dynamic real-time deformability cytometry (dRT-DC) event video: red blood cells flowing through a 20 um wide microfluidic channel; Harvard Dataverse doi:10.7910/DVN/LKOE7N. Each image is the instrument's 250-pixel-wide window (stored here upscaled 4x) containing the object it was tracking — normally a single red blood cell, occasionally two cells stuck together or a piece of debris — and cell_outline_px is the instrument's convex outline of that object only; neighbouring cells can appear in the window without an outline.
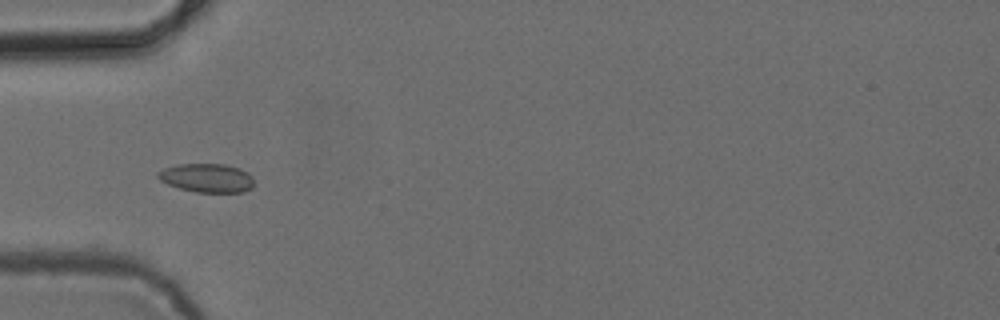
{"species": "common noctule bat (a hibernating species)", "species_latin": "Nyctalus noctula", "temperature_condition": "cold", "stored_images_in_passage": 27, "camera_frame_rate_fps": 3000, "um_per_image_px": 0.085, "animal": {"sex": "female", "body_mass_g": 24.6, "forearm_length_mm": 56.2}, "frame": {"image": 1, "passage_image": 3, "time_ms": 0.667, "image_size_px": [1000, 320], "cell_outline_px": [[252, 188], [244, 192], [196, 192], [180, 188], [168, 184], [160, 180], [156, 176], [156, 172], [164, 168], [176, 164], [224, 164], [240, 168], [248, 172], [252, 176]], "centroid_in_image_um": [17.57, 15.12], "position_along_channel_um": 67.4, "area_um2": 16.18}}
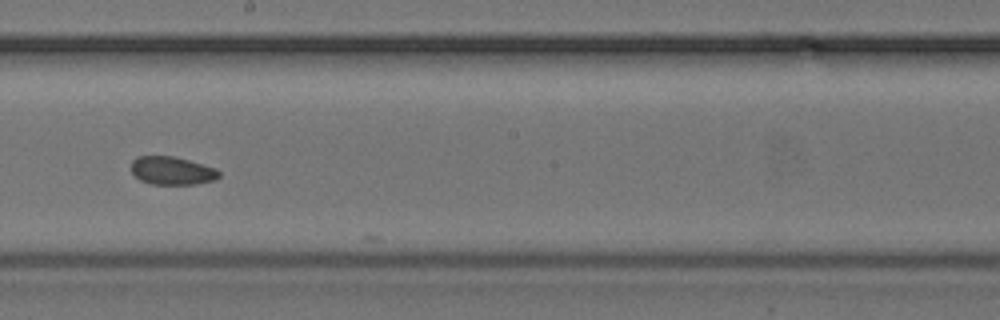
{"frame": {"image": 2, "passage_image": 16, "time_ms": 5.0, "image_size_px": [1000, 320], "cell_outline_px": [[220, 176], [216, 180], [196, 184], [152, 184], [140, 180], [132, 172], [132, 160], [136, 156], [172, 156], [188, 160], [216, 168], [220, 172]], "centroid_in_image_um": [14.64, 14.51], "position_along_channel_um": 233.6, "area_um2": 14.39}}
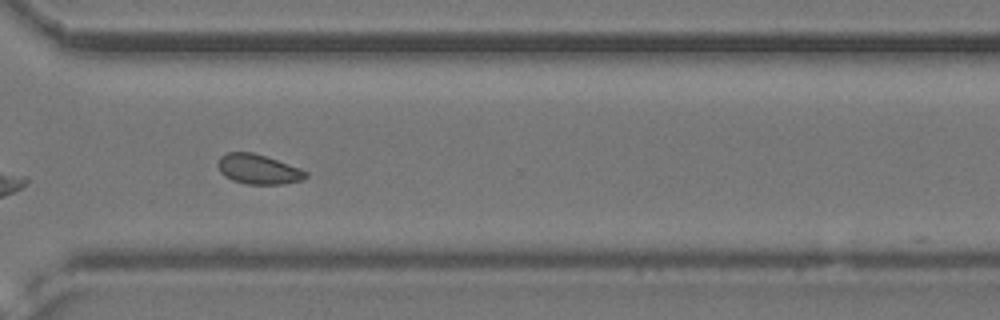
{"frame": {"image": 3, "passage_image": 25, "time_ms": 8.0, "image_size_px": [1000, 320], "cell_outline_px": [[308, 176], [304, 180], [284, 184], [248, 184], [232, 180], [224, 176], [220, 172], [220, 156], [228, 152], [252, 152], [300, 168], [308, 172]], "centroid_in_image_um": [22.0, 14.4], "position_along_channel_um": 348.6, "area_um2": 15.09}}